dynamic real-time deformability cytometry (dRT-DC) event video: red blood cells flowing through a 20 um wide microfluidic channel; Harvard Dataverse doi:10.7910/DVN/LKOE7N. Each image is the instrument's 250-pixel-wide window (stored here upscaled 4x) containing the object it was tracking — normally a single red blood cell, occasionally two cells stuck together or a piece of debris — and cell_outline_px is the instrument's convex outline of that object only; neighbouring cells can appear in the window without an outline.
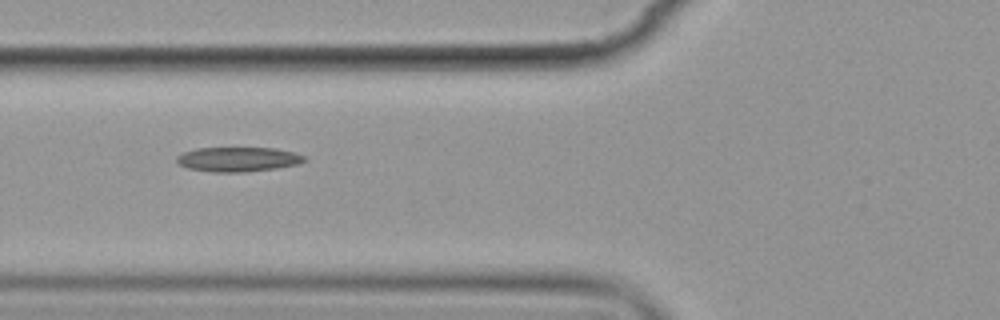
{"species": "common noctule bat (a hibernating species)", "species_latin": "Nyctalus noctula", "temperature_condition": "cold", "stored_images_in_passage": 13, "camera_frame_rate_fps": 3000, "um_per_image_px": 0.085, "animal": {"sex": "female", "body_mass_g": 19.9}, "frame": {"image": 1, "passage_image": 6, "time_ms": 6.667, "image_size_px": [1000, 320], "cell_outline_px": [[308, 160], [296, 164], [276, 168], [244, 172], [212, 172], [188, 168], [180, 164], [176, 160], [176, 156], [184, 152], [196, 148], [276, 148], [292, 152], [304, 156]], "centroid_in_image_um": [20.22, 13.54], "position_along_channel_um": 105.6, "area_um2": 18.15}}
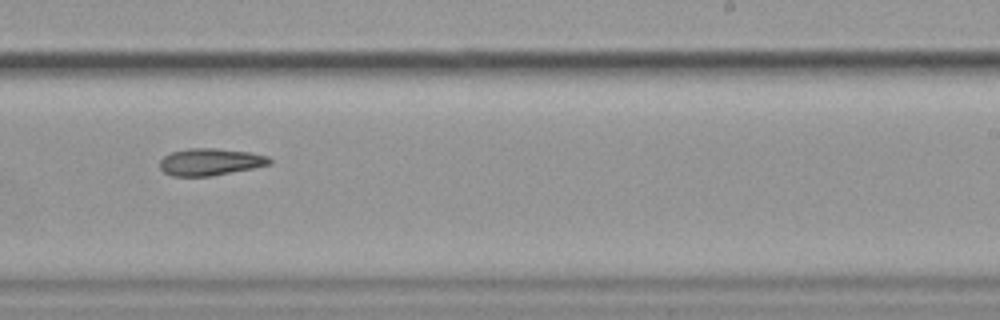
{"frame": {"image": 2, "passage_image": 10, "time_ms": 11.333, "image_size_px": [1000, 320], "cell_outline_px": [[272, 164], [212, 176], [172, 176], [164, 172], [160, 168], [160, 160], [164, 156], [172, 152], [188, 148], [216, 148], [248, 152], [268, 156], [272, 160]], "centroid_in_image_um": [17.87, 13.76], "position_along_channel_um": 271.1, "area_um2": 17.28}}
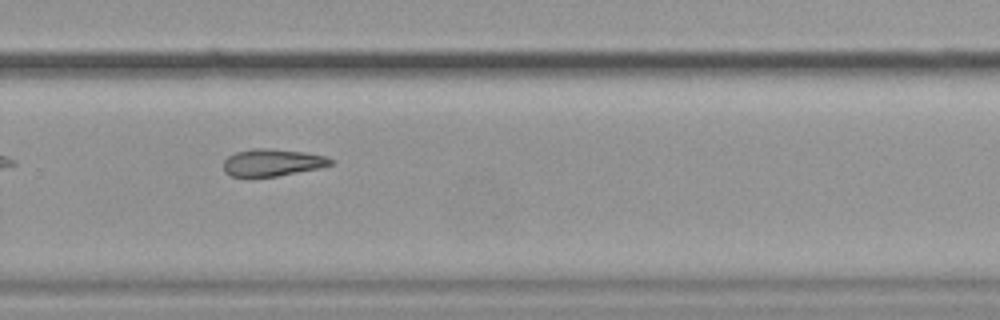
{"frame": {"image": 3, "passage_image": 11, "time_ms": 12.333, "image_size_px": [1000, 320], "cell_outline_px": [[336, 160], [332, 164], [316, 168], [276, 176], [232, 176], [224, 172], [224, 160], [228, 156], [236, 152], [256, 148], [268, 148], [304, 152], [328, 156]], "centroid_in_image_um": [23.16, 13.8], "position_along_channel_um": 306.6, "area_um2": 16.76}}